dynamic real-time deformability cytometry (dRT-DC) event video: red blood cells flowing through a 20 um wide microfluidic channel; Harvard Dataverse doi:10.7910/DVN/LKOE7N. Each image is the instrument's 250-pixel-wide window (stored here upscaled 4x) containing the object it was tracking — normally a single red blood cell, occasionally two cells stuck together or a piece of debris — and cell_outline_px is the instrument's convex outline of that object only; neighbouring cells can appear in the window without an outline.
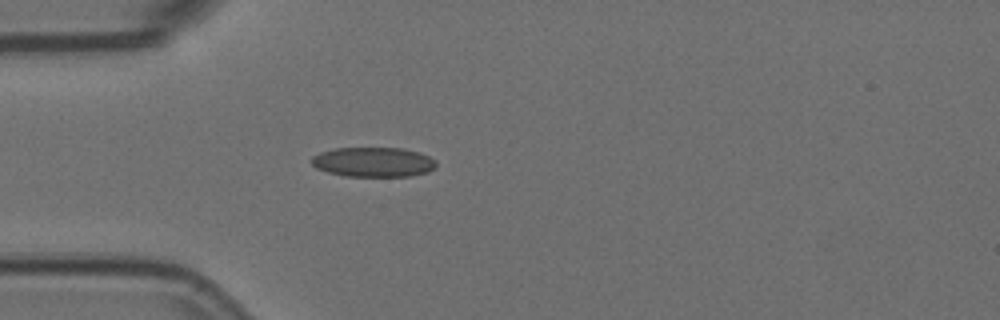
{"species": "Egyptian fruit bat (a non-hibernating species)", "species_latin": "Rousettus aegyptiacus", "temperature_condition": "room temperature", "stored_images_in_passage": 3, "camera_frame_rate_fps": 3000, "um_per_image_px": 0.085, "animal": {"sex": "female"}, "frame": {"image": 1, "passage_image": 3, "time_ms": 0.667, "image_size_px": [1000, 320], "cell_outline_px": [[436, 164], [428, 172], [408, 176], [344, 176], [328, 172], [316, 168], [312, 164], [312, 156], [320, 152], [332, 148], [404, 148], [420, 152], [436, 160]], "centroid_in_image_um": [31.72, 13.76], "position_along_channel_um": 53.3, "area_um2": 21.62}}